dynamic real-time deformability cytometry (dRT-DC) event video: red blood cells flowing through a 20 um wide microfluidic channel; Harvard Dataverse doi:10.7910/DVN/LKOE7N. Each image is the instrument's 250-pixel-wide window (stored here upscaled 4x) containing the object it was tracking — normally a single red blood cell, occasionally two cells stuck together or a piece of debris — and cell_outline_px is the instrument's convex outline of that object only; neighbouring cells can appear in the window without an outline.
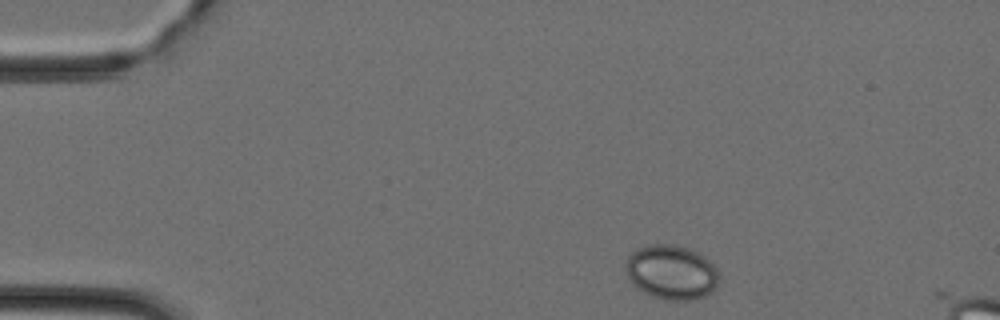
{"species": "Egyptian fruit bat (a non-hibernating species)", "species_latin": "Rousettus aegyptiacus", "temperature_condition": "cold", "stored_images_in_passage": 42, "camera_frame_rate_fps": 3000, "um_per_image_px": 0.085, "animal": {"sex": "female"}, "frame": {"image": 1, "passage_image": 3, "time_ms": 0.667, "image_size_px": [1000, 320], "cell_outline_px": [[716, 288], [712, 292], [704, 296], [692, 300], [668, 300], [652, 296], [636, 288], [628, 276], [628, 256], [632, 252], [648, 244], [668, 244], [688, 248], [704, 256], [716, 268]], "centroid_in_image_um": [57.08, 23.15], "position_along_channel_um": 27.9, "area_um2": 29.07}}
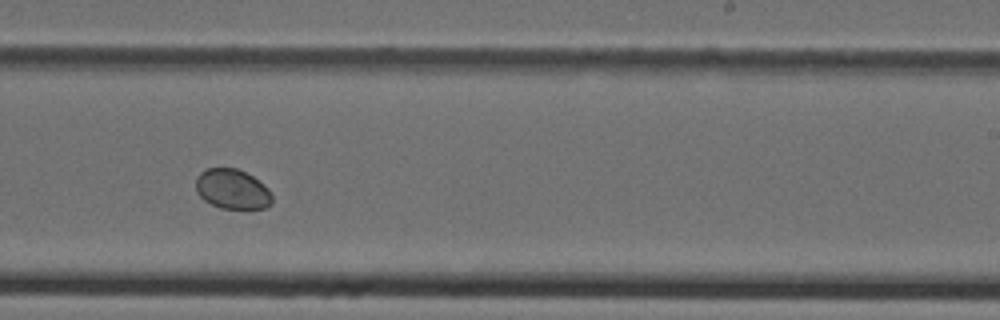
{"frame": {"image": 2, "passage_image": 24, "time_ms": 7.667, "image_size_px": [1000, 320], "cell_outline_px": [[272, 204], [264, 208], [220, 208], [204, 200], [196, 192], [196, 176], [200, 172], [208, 168], [236, 168], [252, 176], [264, 184], [268, 188], [272, 196]], "centroid_in_image_um": [19.74, 16.07], "position_along_channel_um": 269.3, "area_um2": 17.69}}
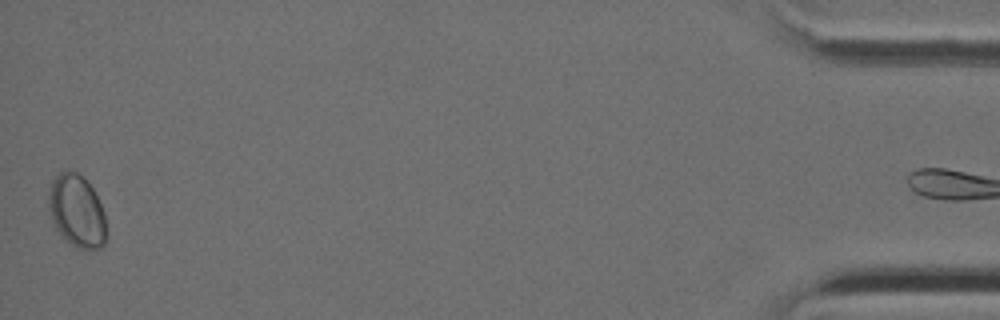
{"frame": {"image": 3, "passage_image": 41, "time_ms": 13.333, "image_size_px": [1000, 320], "cell_outline_px": [[104, 244], [100, 248], [76, 248], [56, 228], [52, 220], [48, 200], [48, 196], [52, 180], [64, 168], [76, 172], [92, 188], [104, 212]], "centroid_in_image_um": [6.5, 17.9], "position_along_channel_um": 428.7, "area_um2": 23.64}}